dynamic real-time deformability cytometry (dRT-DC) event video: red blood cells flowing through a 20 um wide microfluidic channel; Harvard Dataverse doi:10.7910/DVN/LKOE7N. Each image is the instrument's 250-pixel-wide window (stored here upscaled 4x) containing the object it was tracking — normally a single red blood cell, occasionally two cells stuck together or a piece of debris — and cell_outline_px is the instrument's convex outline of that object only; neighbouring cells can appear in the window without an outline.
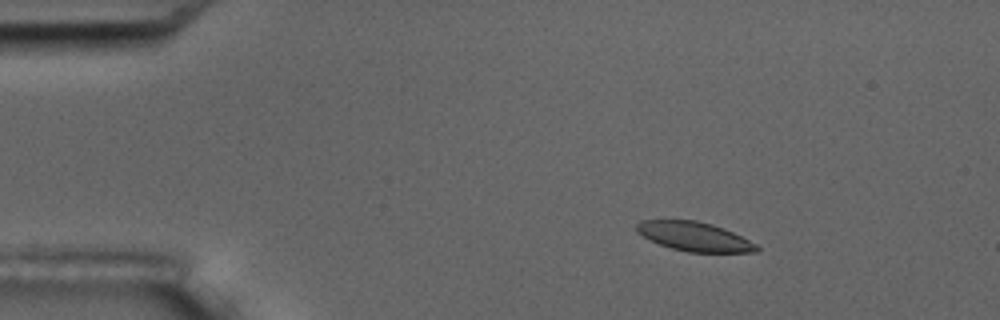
{"species": "common noctule bat (a hibernating species)", "species_latin": "Nyctalus noctula", "temperature_condition": "room temperature", "stored_images_in_passage": 7, "camera_frame_rate_fps": 3000, "um_per_image_px": 0.085, "animal": {"sex": "male", "body_mass_g": 17.5, "forearm_length_mm": 52.3}, "frame": {"image": 1, "passage_image": 3, "time_ms": 2.333, "image_size_px": [1000, 320], "cell_outline_px": [[760, 248], [756, 252], [688, 252], [672, 248], [660, 244], [636, 232], [636, 224], [640, 220], [696, 220], [712, 224], [724, 228], [756, 244]], "centroid_in_image_um": [59.01, 20.1], "position_along_channel_um": 26.0, "area_um2": 20.17}}
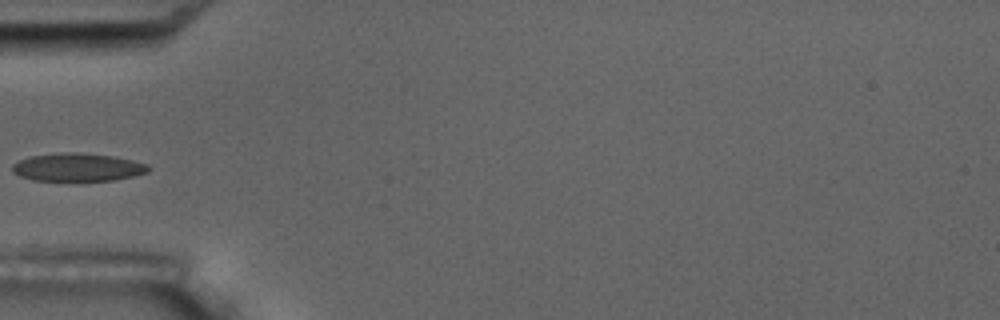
{"frame": {"image": 2, "passage_image": 6, "time_ms": 5.667, "image_size_px": [1000, 320], "cell_outline_px": [[148, 172], [132, 176], [112, 180], [32, 180], [20, 176], [12, 172], [12, 164], [28, 156], [64, 152], [68, 152], [112, 156], [132, 160], [148, 164]], "centroid_in_image_um": [6.55, 14.21], "position_along_channel_um": 78.4, "area_um2": 21.91}}